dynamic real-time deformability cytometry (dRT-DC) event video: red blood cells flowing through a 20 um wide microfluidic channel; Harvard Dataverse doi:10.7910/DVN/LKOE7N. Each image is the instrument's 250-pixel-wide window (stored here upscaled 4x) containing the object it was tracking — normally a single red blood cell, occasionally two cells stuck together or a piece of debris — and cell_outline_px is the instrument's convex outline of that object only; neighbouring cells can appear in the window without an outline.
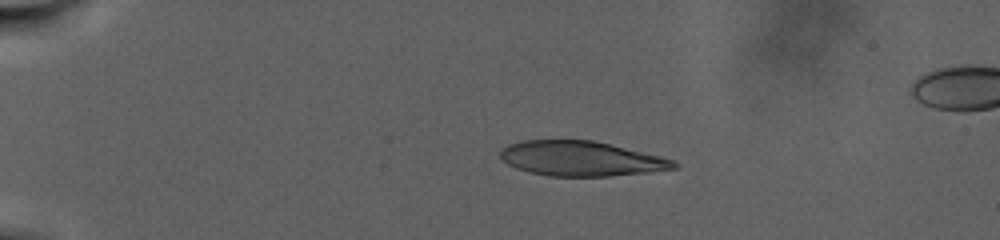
{"species": "human", "species_latin": "Homo sapiens", "temperature_condition": "warm", "stored_images_in_passage": 95, "camera_frame_rate_fps": 3000, "um_per_image_px": 0.085, "donor": {"sex": "male"}, "frame": {"image": 1, "passage_image": 20, "time_ms": 7.333, "image_size_px": [1000, 240], "cell_outline_px": [[680, 164], [676, 168], [652, 172], [612, 176], [548, 176], [528, 172], [516, 168], [500, 160], [500, 152], [508, 144], [520, 140], [592, 140], [660, 156], [676, 160]], "centroid_in_image_um": [49.39, 13.49], "position_along_channel_um": 35.6, "area_um2": 35.43}}
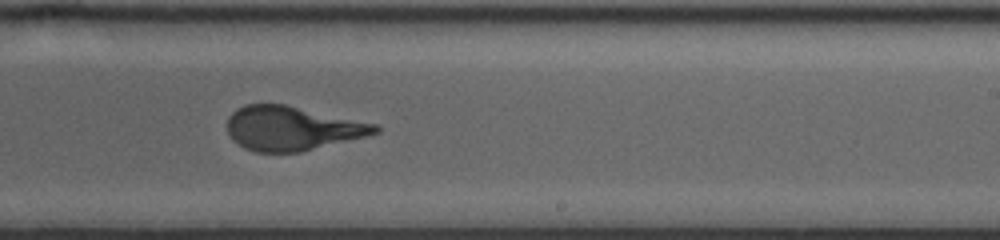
{"frame": {"image": 2, "passage_image": 63, "time_ms": 21.0, "image_size_px": [1000, 240], "cell_outline_px": [[380, 132], [300, 152], [256, 152], [244, 148], [232, 140], [228, 132], [228, 116], [236, 108], [244, 104], [284, 104], [380, 124]], "centroid_in_image_um": [24.82, 10.9], "position_along_channel_um": 264.2, "area_um2": 38.09}}
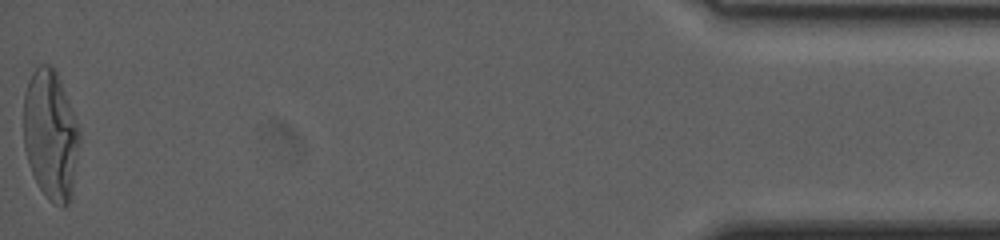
{"frame": {"image": 3, "passage_image": 95, "time_ms": 32.0, "image_size_px": [1000, 240], "cell_outline_px": [[80, 140], [72, 200], [68, 204], [56, 204], [40, 188], [32, 172], [24, 148], [24, 92], [28, 80], [32, 72], [40, 64], [52, 64], [60, 80], [80, 128]], "centroid_in_image_um": [4.32, 11.43], "position_along_channel_um": 430.9, "area_um2": 42.31}, "authors_computed_cell_mechanics": {"area_um2": 38.726, "velocity_mm_per_s": 2.2382, "shape_relaxation_time_tau1_ms": 9.7071, "shape_relaxation_time_tau2_ms": null, "deformation_change_tau1": 0.2863, "deformation_change_tau2": null}}